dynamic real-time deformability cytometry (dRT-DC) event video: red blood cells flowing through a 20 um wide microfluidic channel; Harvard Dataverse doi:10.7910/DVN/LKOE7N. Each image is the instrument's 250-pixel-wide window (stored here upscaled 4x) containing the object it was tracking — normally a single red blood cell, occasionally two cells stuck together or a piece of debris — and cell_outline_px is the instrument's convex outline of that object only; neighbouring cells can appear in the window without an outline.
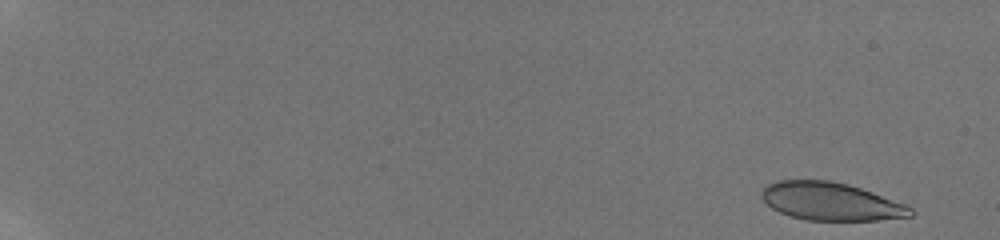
{"species": "human", "species_latin": "Homo sapiens", "temperature_condition": "room temperature", "stored_images_in_passage": 10, "camera_frame_rate_fps": 3000, "um_per_image_px": 0.085, "donor": {"sex": "male"}, "frame": {"image": 1, "passage_image": 1, "time_ms": 0.0, "image_size_px": [1000, 240], "cell_outline_px": [[916, 212], [912, 216], [876, 220], [808, 220], [792, 216], [780, 212], [772, 208], [760, 196], [760, 192], [768, 184], [776, 180], [828, 180], [848, 184], [872, 192], [904, 204], [912, 208]], "centroid_in_image_um": [70.61, 17.12], "position_along_channel_um": 14.4, "area_um2": 32.71}}
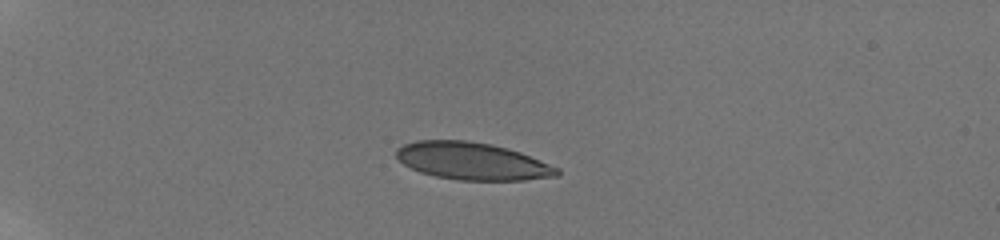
{"frame": {"image": 2, "passage_image": 7, "time_ms": 4.667, "image_size_px": [1000, 240], "cell_outline_px": [[560, 176], [524, 180], [460, 180], [436, 176], [420, 172], [404, 164], [396, 156], [396, 148], [404, 144], [416, 140], [468, 140], [492, 144], [508, 148], [520, 152], [560, 168]], "centroid_in_image_um": [40.17, 13.69], "position_along_channel_um": 44.8, "area_um2": 35.08}}
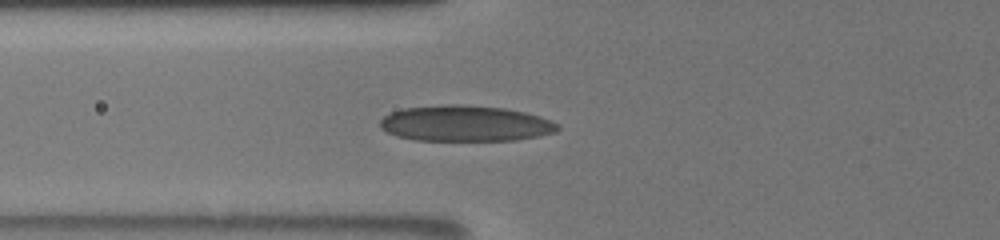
{"frame": {"image": 3, "passage_image": 10, "time_ms": 7.333, "image_size_px": [1000, 240], "cell_outline_px": [[560, 128], [556, 132], [540, 136], [516, 140], [416, 140], [396, 136], [380, 128], [380, 120], [384, 116], [392, 112], [404, 108], [444, 104], [464, 104], [504, 108], [524, 112], [540, 116], [552, 120], [560, 124]], "centroid_in_image_um": [39.59, 10.49], "position_along_channel_um": 86.2, "area_um2": 37.34}}